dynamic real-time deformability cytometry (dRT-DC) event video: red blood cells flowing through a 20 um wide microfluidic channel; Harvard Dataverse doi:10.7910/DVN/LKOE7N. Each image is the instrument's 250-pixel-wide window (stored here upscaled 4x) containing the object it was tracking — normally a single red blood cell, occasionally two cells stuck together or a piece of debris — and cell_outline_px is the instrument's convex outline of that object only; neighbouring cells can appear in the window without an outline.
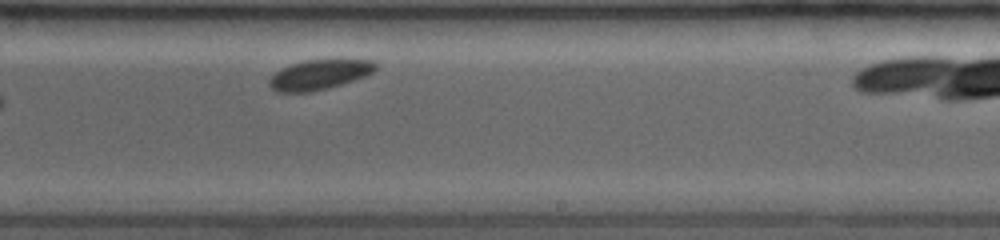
{"species": "common noctule bat (a hibernating species)", "species_latin": "Nyctalus noctula", "temperature_condition": "room temperature", "stored_images_in_passage": 19, "camera_frame_rate_fps": 3500, "um_per_image_px": 0.085, "animal": {"sex": "female", "body_mass_g": 19.0, "forearm_length_mm": 53.3}, "frame": {"image": 1, "passage_image": 12, "time_ms": 6.571, "image_size_px": [1000, 240], "cell_outline_px": [[380, 64], [372, 72], [364, 76], [328, 88], [308, 92], [276, 92], [268, 84], [268, 80], [276, 72], [292, 64], [304, 60], [376, 60]], "centroid_in_image_um": [27.15, 6.34], "position_along_channel_um": 261.8, "area_um2": 18.26}}
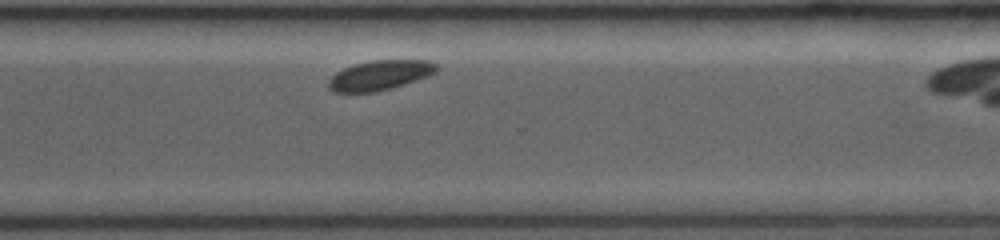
{"frame": {"image": 2, "passage_image": 15, "time_ms": 8.571, "image_size_px": [1000, 240], "cell_outline_px": [[436, 72], [404, 84], [392, 88], [376, 92], [332, 92], [328, 88], [328, 80], [336, 72], [344, 68], [356, 64], [372, 60], [428, 60], [436, 64]], "centroid_in_image_um": [32.24, 6.4], "position_along_channel_um": 338.4, "area_um2": 18.55}}